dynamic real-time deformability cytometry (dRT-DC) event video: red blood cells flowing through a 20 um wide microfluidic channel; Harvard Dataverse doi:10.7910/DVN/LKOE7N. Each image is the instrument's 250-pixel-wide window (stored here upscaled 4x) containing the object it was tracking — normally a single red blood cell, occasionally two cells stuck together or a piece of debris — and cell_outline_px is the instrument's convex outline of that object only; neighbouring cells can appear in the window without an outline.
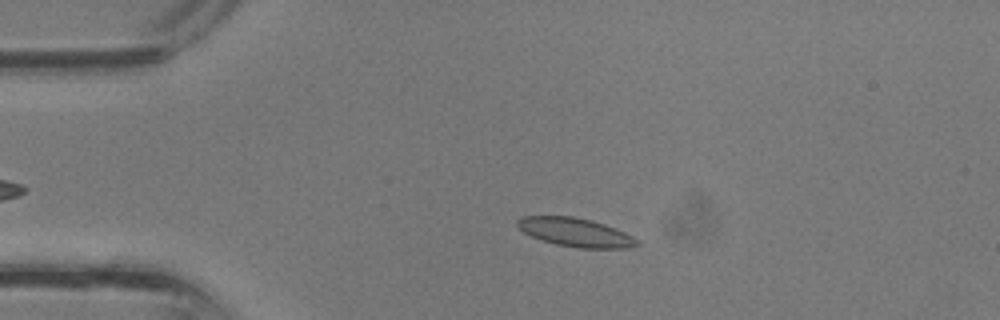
{"species": "common noctule bat (a hibernating species)", "species_latin": "Nyctalus noctula", "temperature_condition": "room temperature", "stored_images_in_passage": 32, "camera_frame_rate_fps": 3000, "um_per_image_px": 0.085, "animal": {"sex": "male", "body_mass_g": 13.3}, "frame": {"image": 1, "passage_image": 7, "time_ms": 2.0, "image_size_px": [1000, 320], "cell_outline_px": [[640, 244], [628, 248], [580, 248], [556, 244], [532, 236], [524, 232], [516, 224], [516, 220], [520, 216], [572, 216], [592, 220], [616, 228], [640, 240]], "centroid_in_image_um": [48.94, 19.74], "position_along_channel_um": 36.1, "area_um2": 19.94}}
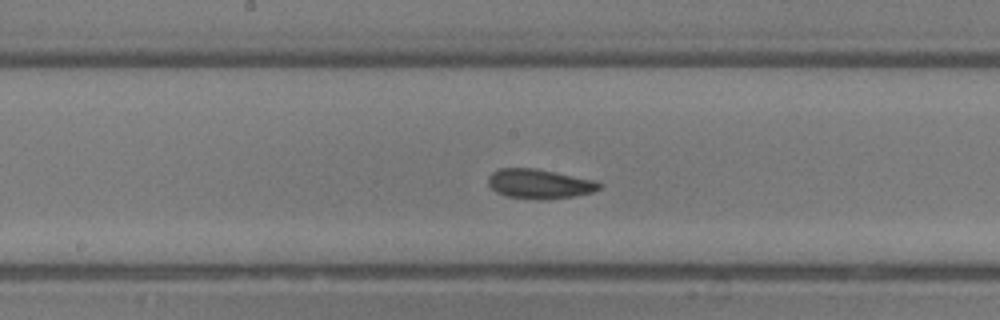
{"frame": {"image": 2, "passage_image": 18, "time_ms": 5.667, "image_size_px": [1000, 320], "cell_outline_px": [[604, 184], [600, 188], [592, 192], [572, 196], [548, 200], [536, 200], [504, 196], [496, 192], [488, 184], [488, 176], [492, 172], [500, 168], [536, 168], [596, 180]], "centroid_in_image_um": [45.85, 15.63], "position_along_channel_um": 202.4, "area_um2": 19.42}}
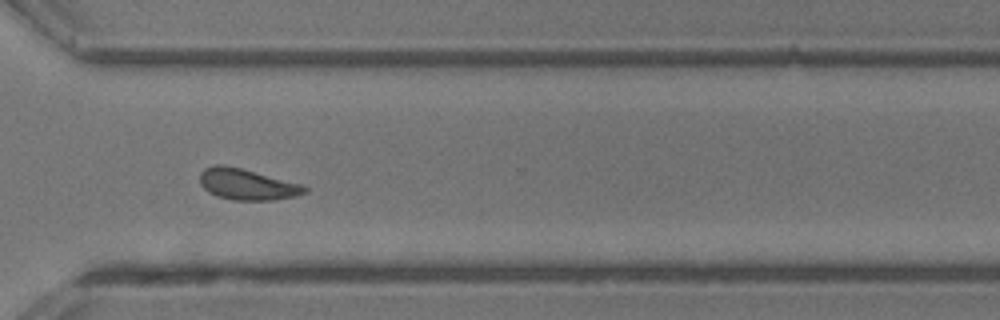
{"frame": {"image": 3, "passage_image": 26, "time_ms": 8.333, "image_size_px": [1000, 320], "cell_outline_px": [[308, 192], [296, 196], [276, 200], [232, 200], [216, 196], [208, 192], [200, 184], [200, 172], [204, 168], [216, 164], [224, 164], [304, 184], [308, 188]], "centroid_in_image_um": [21.02, 15.67], "position_along_channel_um": 349.6, "area_um2": 19.25}}